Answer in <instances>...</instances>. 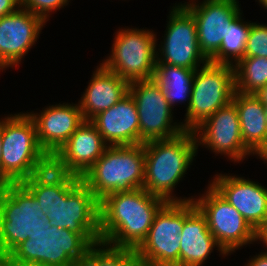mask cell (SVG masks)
<instances>
[{"label": "cell", "instance_id": "obj_1", "mask_svg": "<svg viewBox=\"0 0 267 266\" xmlns=\"http://www.w3.org/2000/svg\"><path fill=\"white\" fill-rule=\"evenodd\" d=\"M165 203L144 188L111 193L100 201L101 256L108 266H120L141 245Z\"/></svg>", "mask_w": 267, "mask_h": 266}, {"label": "cell", "instance_id": "obj_2", "mask_svg": "<svg viewBox=\"0 0 267 266\" xmlns=\"http://www.w3.org/2000/svg\"><path fill=\"white\" fill-rule=\"evenodd\" d=\"M21 183L36 198L51 226L90 234L100 244V201L80 177L50 166Z\"/></svg>", "mask_w": 267, "mask_h": 266}, {"label": "cell", "instance_id": "obj_3", "mask_svg": "<svg viewBox=\"0 0 267 266\" xmlns=\"http://www.w3.org/2000/svg\"><path fill=\"white\" fill-rule=\"evenodd\" d=\"M10 256L20 266H108L101 245L90 234H79L46 223Z\"/></svg>", "mask_w": 267, "mask_h": 266}, {"label": "cell", "instance_id": "obj_4", "mask_svg": "<svg viewBox=\"0 0 267 266\" xmlns=\"http://www.w3.org/2000/svg\"><path fill=\"white\" fill-rule=\"evenodd\" d=\"M145 172L143 188L166 202L191 201L194 196H176L175 188L183 181L196 160L197 141L193 130L161 140L145 142Z\"/></svg>", "mask_w": 267, "mask_h": 266}, {"label": "cell", "instance_id": "obj_5", "mask_svg": "<svg viewBox=\"0 0 267 266\" xmlns=\"http://www.w3.org/2000/svg\"><path fill=\"white\" fill-rule=\"evenodd\" d=\"M51 166L27 112L2 117L1 185L20 183Z\"/></svg>", "mask_w": 267, "mask_h": 266}, {"label": "cell", "instance_id": "obj_6", "mask_svg": "<svg viewBox=\"0 0 267 266\" xmlns=\"http://www.w3.org/2000/svg\"><path fill=\"white\" fill-rule=\"evenodd\" d=\"M144 172L143 144L108 146L81 179L101 201L111 193L143 188Z\"/></svg>", "mask_w": 267, "mask_h": 266}, {"label": "cell", "instance_id": "obj_7", "mask_svg": "<svg viewBox=\"0 0 267 266\" xmlns=\"http://www.w3.org/2000/svg\"><path fill=\"white\" fill-rule=\"evenodd\" d=\"M184 201L166 202L155 215L147 237L120 266H180Z\"/></svg>", "mask_w": 267, "mask_h": 266}, {"label": "cell", "instance_id": "obj_8", "mask_svg": "<svg viewBox=\"0 0 267 266\" xmlns=\"http://www.w3.org/2000/svg\"><path fill=\"white\" fill-rule=\"evenodd\" d=\"M46 223L38 201L21 182L0 186V254L10 255Z\"/></svg>", "mask_w": 267, "mask_h": 266}, {"label": "cell", "instance_id": "obj_9", "mask_svg": "<svg viewBox=\"0 0 267 266\" xmlns=\"http://www.w3.org/2000/svg\"><path fill=\"white\" fill-rule=\"evenodd\" d=\"M117 30L111 51L100 64L129 83L153 79L157 64V33L152 29L128 26Z\"/></svg>", "mask_w": 267, "mask_h": 266}, {"label": "cell", "instance_id": "obj_10", "mask_svg": "<svg viewBox=\"0 0 267 266\" xmlns=\"http://www.w3.org/2000/svg\"><path fill=\"white\" fill-rule=\"evenodd\" d=\"M234 66L208 61L195 70L189 107L182 126L194 130L205 119L232 101Z\"/></svg>", "mask_w": 267, "mask_h": 266}, {"label": "cell", "instance_id": "obj_11", "mask_svg": "<svg viewBox=\"0 0 267 266\" xmlns=\"http://www.w3.org/2000/svg\"><path fill=\"white\" fill-rule=\"evenodd\" d=\"M193 201L206 217L213 237L228 255L255 244L256 231L209 183L203 193L194 195Z\"/></svg>", "mask_w": 267, "mask_h": 266}, {"label": "cell", "instance_id": "obj_12", "mask_svg": "<svg viewBox=\"0 0 267 266\" xmlns=\"http://www.w3.org/2000/svg\"><path fill=\"white\" fill-rule=\"evenodd\" d=\"M162 41L156 44L157 64L197 70L209 60L198 45L197 27L192 14L180 3L170 6ZM202 64V65H201Z\"/></svg>", "mask_w": 267, "mask_h": 266}, {"label": "cell", "instance_id": "obj_13", "mask_svg": "<svg viewBox=\"0 0 267 266\" xmlns=\"http://www.w3.org/2000/svg\"><path fill=\"white\" fill-rule=\"evenodd\" d=\"M129 93L135 101L139 117V144L169 139L185 131L181 120H173L174 109L154 79L130 82Z\"/></svg>", "mask_w": 267, "mask_h": 266}, {"label": "cell", "instance_id": "obj_14", "mask_svg": "<svg viewBox=\"0 0 267 266\" xmlns=\"http://www.w3.org/2000/svg\"><path fill=\"white\" fill-rule=\"evenodd\" d=\"M197 147L206 148L230 162L241 163L256 156L243 142L237 108L231 101L205 119L194 130Z\"/></svg>", "mask_w": 267, "mask_h": 266}, {"label": "cell", "instance_id": "obj_15", "mask_svg": "<svg viewBox=\"0 0 267 266\" xmlns=\"http://www.w3.org/2000/svg\"><path fill=\"white\" fill-rule=\"evenodd\" d=\"M180 3L194 17L199 48L210 60L219 51L230 23L243 12L239 0H188Z\"/></svg>", "mask_w": 267, "mask_h": 266}, {"label": "cell", "instance_id": "obj_16", "mask_svg": "<svg viewBox=\"0 0 267 266\" xmlns=\"http://www.w3.org/2000/svg\"><path fill=\"white\" fill-rule=\"evenodd\" d=\"M47 23L28 10L19 8L16 12L0 18V69L18 68L25 56L37 43Z\"/></svg>", "mask_w": 267, "mask_h": 266}, {"label": "cell", "instance_id": "obj_17", "mask_svg": "<svg viewBox=\"0 0 267 266\" xmlns=\"http://www.w3.org/2000/svg\"><path fill=\"white\" fill-rule=\"evenodd\" d=\"M208 183L257 232L267 223V188L258 181L233 173L215 174Z\"/></svg>", "mask_w": 267, "mask_h": 266}, {"label": "cell", "instance_id": "obj_18", "mask_svg": "<svg viewBox=\"0 0 267 266\" xmlns=\"http://www.w3.org/2000/svg\"><path fill=\"white\" fill-rule=\"evenodd\" d=\"M108 146L95 125L85 120L51 158V166L59 172L82 178Z\"/></svg>", "mask_w": 267, "mask_h": 266}, {"label": "cell", "instance_id": "obj_19", "mask_svg": "<svg viewBox=\"0 0 267 266\" xmlns=\"http://www.w3.org/2000/svg\"><path fill=\"white\" fill-rule=\"evenodd\" d=\"M34 121L39 145L52 158L85 121L77 103L47 105L39 112L27 111Z\"/></svg>", "mask_w": 267, "mask_h": 266}, {"label": "cell", "instance_id": "obj_20", "mask_svg": "<svg viewBox=\"0 0 267 266\" xmlns=\"http://www.w3.org/2000/svg\"><path fill=\"white\" fill-rule=\"evenodd\" d=\"M180 235V266H205L215 248L221 258L229 256L213 237L206 217L193 200L184 201V226Z\"/></svg>", "mask_w": 267, "mask_h": 266}, {"label": "cell", "instance_id": "obj_21", "mask_svg": "<svg viewBox=\"0 0 267 266\" xmlns=\"http://www.w3.org/2000/svg\"><path fill=\"white\" fill-rule=\"evenodd\" d=\"M90 121L109 146L139 144V117L130 93Z\"/></svg>", "mask_w": 267, "mask_h": 266}, {"label": "cell", "instance_id": "obj_22", "mask_svg": "<svg viewBox=\"0 0 267 266\" xmlns=\"http://www.w3.org/2000/svg\"><path fill=\"white\" fill-rule=\"evenodd\" d=\"M78 101L84 120L109 109L129 93V82L105 69L100 63Z\"/></svg>", "mask_w": 267, "mask_h": 266}, {"label": "cell", "instance_id": "obj_23", "mask_svg": "<svg viewBox=\"0 0 267 266\" xmlns=\"http://www.w3.org/2000/svg\"><path fill=\"white\" fill-rule=\"evenodd\" d=\"M232 102L237 108L244 144L262 161H267V122L264 105L254 94L234 91Z\"/></svg>", "mask_w": 267, "mask_h": 266}, {"label": "cell", "instance_id": "obj_24", "mask_svg": "<svg viewBox=\"0 0 267 266\" xmlns=\"http://www.w3.org/2000/svg\"><path fill=\"white\" fill-rule=\"evenodd\" d=\"M194 74L195 70L185 67L156 64L153 79L160 85L167 102L173 109L179 104H185L187 110Z\"/></svg>", "mask_w": 267, "mask_h": 266}, {"label": "cell", "instance_id": "obj_25", "mask_svg": "<svg viewBox=\"0 0 267 266\" xmlns=\"http://www.w3.org/2000/svg\"><path fill=\"white\" fill-rule=\"evenodd\" d=\"M241 12L229 25L219 51L209 60L235 66L243 57L252 21H244Z\"/></svg>", "mask_w": 267, "mask_h": 266}, {"label": "cell", "instance_id": "obj_26", "mask_svg": "<svg viewBox=\"0 0 267 266\" xmlns=\"http://www.w3.org/2000/svg\"><path fill=\"white\" fill-rule=\"evenodd\" d=\"M235 91L256 94L267 84V58L243 57L234 66Z\"/></svg>", "mask_w": 267, "mask_h": 266}, {"label": "cell", "instance_id": "obj_27", "mask_svg": "<svg viewBox=\"0 0 267 266\" xmlns=\"http://www.w3.org/2000/svg\"><path fill=\"white\" fill-rule=\"evenodd\" d=\"M244 57L267 58V24L252 22Z\"/></svg>", "mask_w": 267, "mask_h": 266}, {"label": "cell", "instance_id": "obj_28", "mask_svg": "<svg viewBox=\"0 0 267 266\" xmlns=\"http://www.w3.org/2000/svg\"><path fill=\"white\" fill-rule=\"evenodd\" d=\"M70 0H21V8L41 17L46 23L52 12L69 5Z\"/></svg>", "mask_w": 267, "mask_h": 266}, {"label": "cell", "instance_id": "obj_29", "mask_svg": "<svg viewBox=\"0 0 267 266\" xmlns=\"http://www.w3.org/2000/svg\"><path fill=\"white\" fill-rule=\"evenodd\" d=\"M21 7V0H0V18L16 12Z\"/></svg>", "mask_w": 267, "mask_h": 266}, {"label": "cell", "instance_id": "obj_30", "mask_svg": "<svg viewBox=\"0 0 267 266\" xmlns=\"http://www.w3.org/2000/svg\"><path fill=\"white\" fill-rule=\"evenodd\" d=\"M253 256L249 257L244 266H267V253L264 250Z\"/></svg>", "mask_w": 267, "mask_h": 266}, {"label": "cell", "instance_id": "obj_31", "mask_svg": "<svg viewBox=\"0 0 267 266\" xmlns=\"http://www.w3.org/2000/svg\"><path fill=\"white\" fill-rule=\"evenodd\" d=\"M260 243L265 247L264 250L267 253V223L256 232V244Z\"/></svg>", "mask_w": 267, "mask_h": 266}, {"label": "cell", "instance_id": "obj_32", "mask_svg": "<svg viewBox=\"0 0 267 266\" xmlns=\"http://www.w3.org/2000/svg\"><path fill=\"white\" fill-rule=\"evenodd\" d=\"M0 266H20L10 255L0 254Z\"/></svg>", "mask_w": 267, "mask_h": 266}, {"label": "cell", "instance_id": "obj_33", "mask_svg": "<svg viewBox=\"0 0 267 266\" xmlns=\"http://www.w3.org/2000/svg\"><path fill=\"white\" fill-rule=\"evenodd\" d=\"M260 102L266 106L267 105V84L264 87H261L256 94H254Z\"/></svg>", "mask_w": 267, "mask_h": 266}, {"label": "cell", "instance_id": "obj_34", "mask_svg": "<svg viewBox=\"0 0 267 266\" xmlns=\"http://www.w3.org/2000/svg\"><path fill=\"white\" fill-rule=\"evenodd\" d=\"M1 158H2V117L0 119V186H1Z\"/></svg>", "mask_w": 267, "mask_h": 266}, {"label": "cell", "instance_id": "obj_35", "mask_svg": "<svg viewBox=\"0 0 267 266\" xmlns=\"http://www.w3.org/2000/svg\"><path fill=\"white\" fill-rule=\"evenodd\" d=\"M259 6H261V8H264V11H265V10L267 11V0H262V1L259 3Z\"/></svg>", "mask_w": 267, "mask_h": 266}, {"label": "cell", "instance_id": "obj_36", "mask_svg": "<svg viewBox=\"0 0 267 266\" xmlns=\"http://www.w3.org/2000/svg\"><path fill=\"white\" fill-rule=\"evenodd\" d=\"M264 108H265V116H266V122H267V105L264 106Z\"/></svg>", "mask_w": 267, "mask_h": 266}]
</instances>
